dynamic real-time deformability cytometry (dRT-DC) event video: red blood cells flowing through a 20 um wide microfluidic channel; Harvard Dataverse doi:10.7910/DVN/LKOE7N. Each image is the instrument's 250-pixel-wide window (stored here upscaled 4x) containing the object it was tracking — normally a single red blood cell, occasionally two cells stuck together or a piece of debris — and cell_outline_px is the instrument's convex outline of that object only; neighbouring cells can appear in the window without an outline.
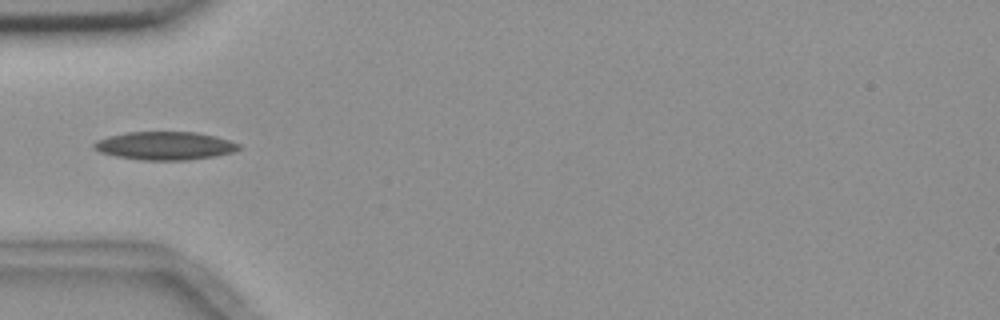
{"species": "common noctule bat (a hibernating species)", "species_latin": "Nyctalus noctula", "temperature_condition": "room temperature", "stored_images_in_passage": 4, "camera_frame_rate_fps": 3000, "um_per_image_px": 0.085, "animal": {"sex": "female", "body_mass_g": 18.4}, "frame": {"image": 1, "passage_image": 4, "time_ms": 3.667, "image_size_px": [1000, 320], "cell_outline_px": [[240, 148], [232, 152], [216, 156], [188, 160], [140, 160], [116, 156], [100, 152], [92, 148], [92, 144], [96, 140], [108, 136], [128, 132], [196, 132], [216, 136], [240, 144]], "centroid_in_image_um": [13.99, 12.39], "position_along_channel_um": 71.0, "area_um2": 23.87}}